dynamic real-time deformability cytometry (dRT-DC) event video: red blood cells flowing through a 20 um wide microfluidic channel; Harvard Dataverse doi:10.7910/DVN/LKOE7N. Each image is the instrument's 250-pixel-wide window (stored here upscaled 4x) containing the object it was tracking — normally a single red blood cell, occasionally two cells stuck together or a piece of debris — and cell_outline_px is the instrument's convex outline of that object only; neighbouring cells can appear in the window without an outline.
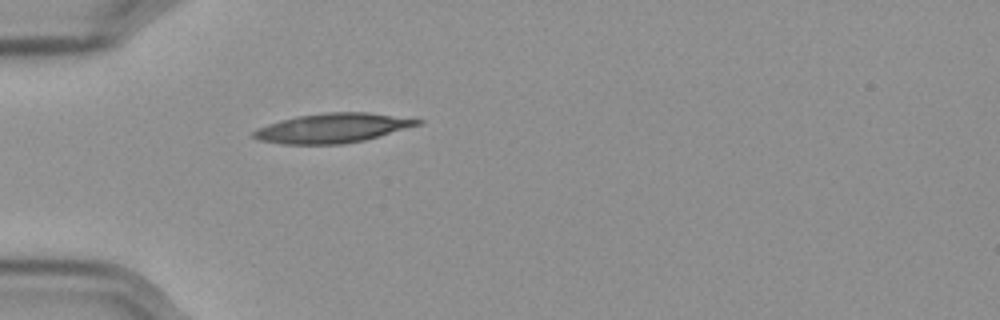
{"species": "Egyptian fruit bat (a non-hibernating species)", "species_latin": "Rousettus aegyptiacus", "temperature_condition": "cold", "stored_images_in_passage": 37, "camera_frame_rate_fps": 3000, "um_per_image_px": 0.085, "frame": {"image": 1, "passage_image": 1, "time_ms": 0.0, "image_size_px": [1000, 320], "cell_outline_px": [[424, 120], [420, 124], [364, 140], [344, 144], [280, 144], [260, 140], [252, 136], [252, 132], [256, 128], [280, 120], [296, 116], [328, 112], [368, 112]], "centroid_in_image_um": [28.22, 10.88], "position_along_channel_um": 56.8, "area_um2": 27.98}}
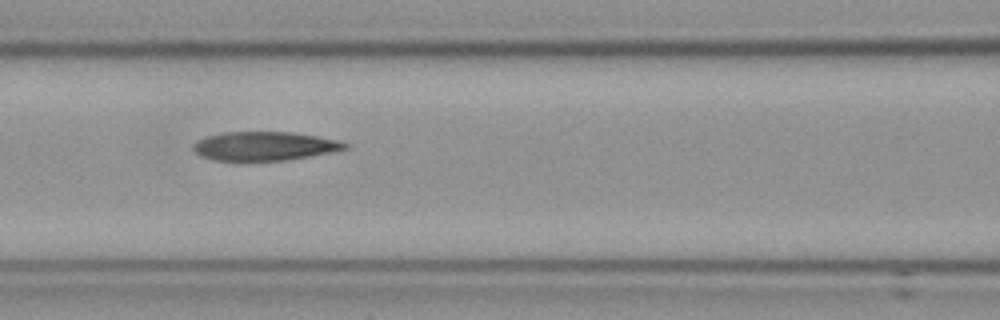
{"frame": {"image": 2, "passage_image": 9, "time_ms": 2.667, "image_size_px": [1000, 320], "cell_outline_px": [[348, 148], [332, 152], [284, 160], [216, 160], [200, 156], [192, 148], [192, 144], [196, 140], [208, 136], [224, 132], [292, 132], [316, 136], [336, 140], [348, 144]], "centroid_in_image_um": [22.44, 12.41], "position_along_channel_um": 144.2, "area_um2": 25.2}}
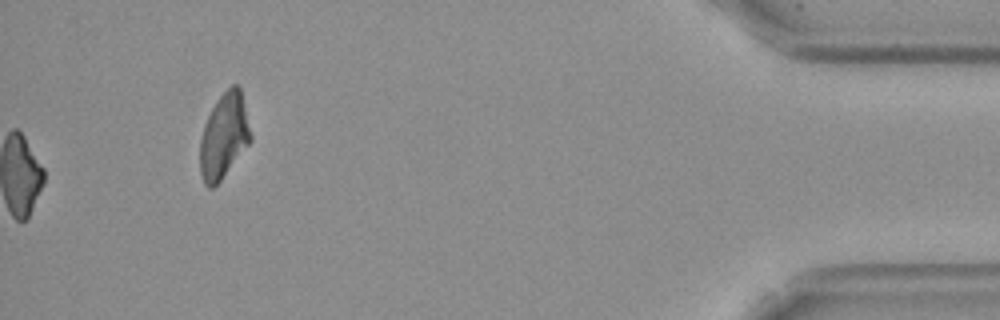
{"frame": {"image": 3, "passage_image": 37, "time_ms": 12.0, "image_size_px": [1000, 320], "cell_outline_px": [[252, 140], [220, 180], [212, 188], [208, 188], [204, 184], [200, 172], [200, 140], [204, 124], [216, 100], [232, 84], [236, 84], [240, 88], [252, 136]], "centroid_in_image_um": [19.03, 11.56], "position_along_channel_um": 416.2, "area_um2": 24.8}, "authors_computed_cell_mechanics": {"area_um2": 26.0678, "velocity_mm_per_s": 3.5738, "shape_relaxation_time_tau1_ms": null, "shape_relaxation_time_tau2_ms": 4.7141, "deformation_change_tau1": null, "deformation_change_tau2": 0.104}}